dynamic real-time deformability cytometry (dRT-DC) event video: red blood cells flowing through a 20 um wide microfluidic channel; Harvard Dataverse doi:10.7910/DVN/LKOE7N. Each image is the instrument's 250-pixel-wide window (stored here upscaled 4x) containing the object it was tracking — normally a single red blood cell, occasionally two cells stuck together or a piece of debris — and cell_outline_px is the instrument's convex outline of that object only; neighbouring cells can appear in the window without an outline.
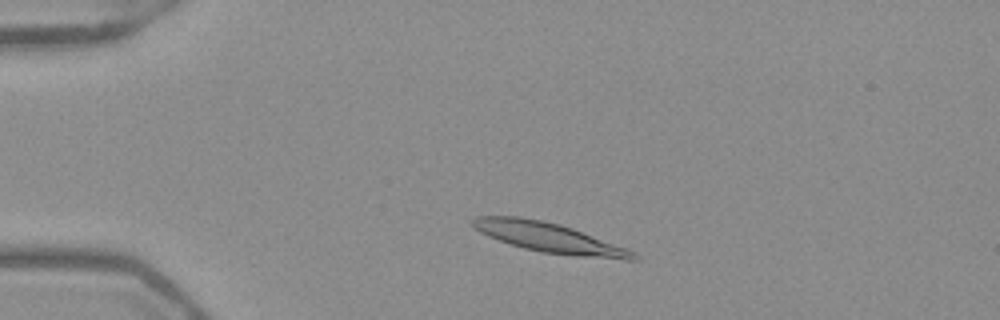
{"species": "Egyptian fruit bat (a non-hibernating species)", "species_latin": "Rousettus aegyptiacus", "temperature_condition": "warm", "stored_images_in_passage": 47, "camera_frame_rate_fps": 3000, "um_per_image_px": 0.085, "frame": {"image": 1, "passage_image": 7, "time_ms": 2.0, "image_size_px": [1000, 320], "cell_outline_px": [[640, 260], [624, 260], [576, 256], [540, 252], [508, 244], [488, 236], [480, 232], [468, 220], [476, 216], [516, 216], [544, 220], [560, 224], [572, 228], [628, 248]], "centroid_in_image_um": [46.67, 20.2], "position_along_channel_um": 38.3, "area_um2": 28.03}}
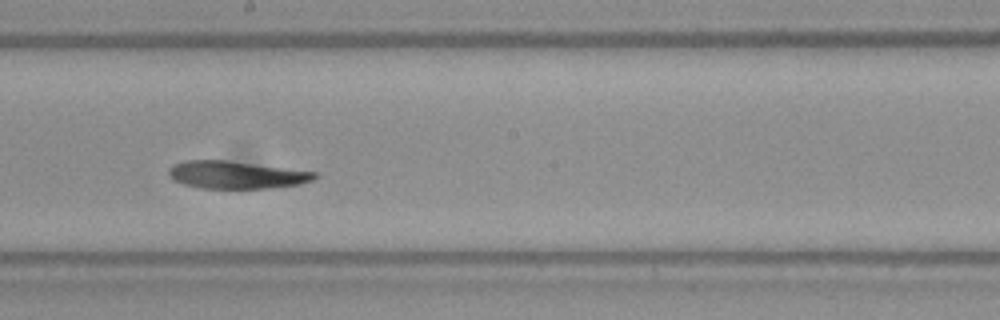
{"frame": {"image": 2, "passage_image": 25, "time_ms": 8.0, "image_size_px": [1000, 320], "cell_outline_px": [[316, 176], [312, 180], [300, 184], [272, 188], [200, 188], [184, 184], [168, 176], [168, 168], [172, 164], [184, 160], [228, 160], [316, 172]], "centroid_in_image_um": [20.04, 14.85], "position_along_channel_um": 228.2, "area_um2": 23.41}}
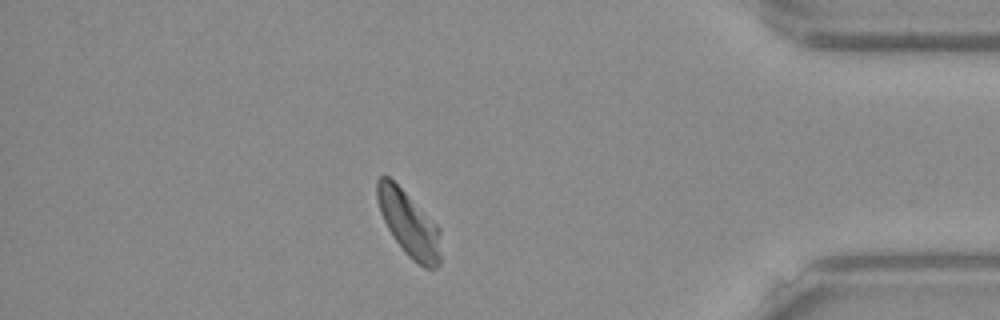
{"frame": {"image": 3, "passage_image": 41, "time_ms": 13.333, "image_size_px": [1000, 320], "cell_outline_px": [[440, 264], [436, 268], [424, 268], [412, 260], [404, 252], [388, 228], [380, 212], [376, 200], [376, 180], [380, 176], [388, 176], [440, 228]], "centroid_in_image_um": [34.74, 19.05], "position_along_channel_um": 400.5, "area_um2": 23.81}, "authors_computed_cell_mechanics": {"area_um2": 24.7384, "velocity_mm_per_s": 3.8746, "shape_relaxation_time_tau1_ms": 4.907, "shape_relaxation_time_tau2_ms": 4.3481, "deformation_change_tau1": 0.1641, "deformation_change_tau2": 0.0799}}